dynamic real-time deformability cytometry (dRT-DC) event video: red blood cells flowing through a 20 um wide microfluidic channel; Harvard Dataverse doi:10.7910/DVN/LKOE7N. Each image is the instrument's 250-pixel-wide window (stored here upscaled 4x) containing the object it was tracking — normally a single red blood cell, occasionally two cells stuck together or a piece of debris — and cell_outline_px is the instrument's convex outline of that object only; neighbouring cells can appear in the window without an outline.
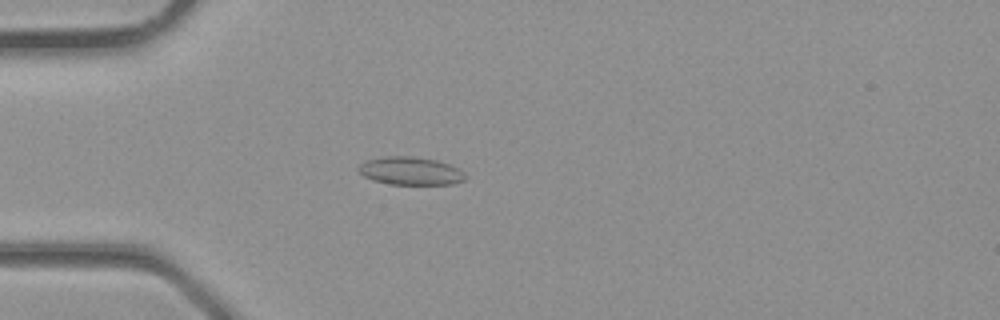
{"species": "common noctule bat (a hibernating species)", "species_latin": "Nyctalus noctula", "temperature_condition": "room temperature", "stored_images_in_passage": 3, "camera_frame_rate_fps": 3000, "um_per_image_px": 0.085, "animal": {"sex": "male", "body_mass_g": 23.1, "forearm_length_mm": 52.7}, "frame": {"image": 1, "passage_image": 3, "time_ms": 0.667, "image_size_px": [1000, 320], "cell_outline_px": [[468, 176], [464, 180], [452, 184], [392, 184], [372, 180], [364, 176], [356, 168], [360, 164], [368, 160], [380, 156], [412, 156], [436, 160], [460, 168]], "centroid_in_image_um": [34.91, 14.52], "position_along_channel_um": 50.1, "area_um2": 17.51}}